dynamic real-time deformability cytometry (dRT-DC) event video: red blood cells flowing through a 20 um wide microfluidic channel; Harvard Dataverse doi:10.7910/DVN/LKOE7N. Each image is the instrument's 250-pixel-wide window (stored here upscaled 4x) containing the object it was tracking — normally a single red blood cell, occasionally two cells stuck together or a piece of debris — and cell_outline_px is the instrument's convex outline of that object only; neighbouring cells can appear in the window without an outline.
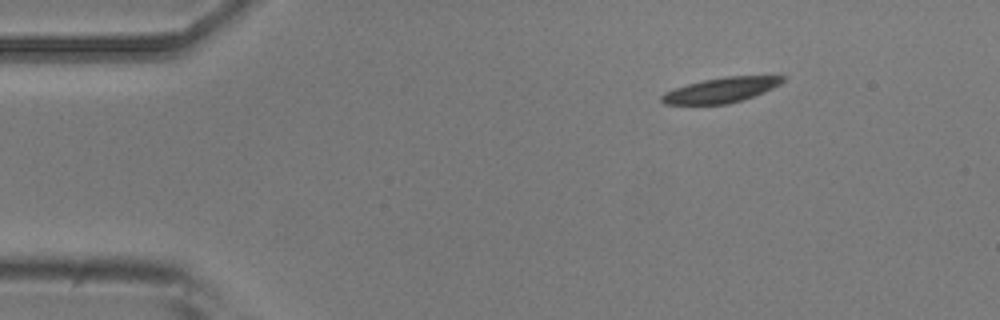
{"species": "common noctule bat (a hibernating species)", "species_latin": "Nyctalus noctula", "temperature_condition": "room temperature", "stored_images_in_passage": 2, "camera_frame_rate_fps": 3000, "um_per_image_px": 0.085, "animal": {"sex": "male", "body_mass_g": 20.5, "forearm_length_mm": 52.5}, "frame": {"image": 1, "passage_image": 1, "time_ms": 0.0, "image_size_px": [1000, 320], "cell_outline_px": [[788, 76], [780, 84], [772, 88], [752, 96], [728, 104], [664, 104], [660, 100], [660, 96], [664, 92], [688, 84], [704, 80], [724, 76]], "centroid_in_image_um": [61.26, 7.65], "position_along_channel_um": 23.7, "area_um2": 17.4}}